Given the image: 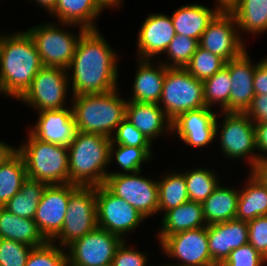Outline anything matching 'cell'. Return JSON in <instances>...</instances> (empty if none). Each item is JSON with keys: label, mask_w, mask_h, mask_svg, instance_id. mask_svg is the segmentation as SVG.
<instances>
[{"label": "cell", "mask_w": 267, "mask_h": 266, "mask_svg": "<svg viewBox=\"0 0 267 266\" xmlns=\"http://www.w3.org/2000/svg\"><path fill=\"white\" fill-rule=\"evenodd\" d=\"M96 202L98 228L116 234L123 240L147 219L104 184L96 186Z\"/></svg>", "instance_id": "7c38bea8"}, {"label": "cell", "mask_w": 267, "mask_h": 266, "mask_svg": "<svg viewBox=\"0 0 267 266\" xmlns=\"http://www.w3.org/2000/svg\"><path fill=\"white\" fill-rule=\"evenodd\" d=\"M141 172L108 174L104 185L149 219L158 213V182Z\"/></svg>", "instance_id": "8fae6325"}, {"label": "cell", "mask_w": 267, "mask_h": 266, "mask_svg": "<svg viewBox=\"0 0 267 266\" xmlns=\"http://www.w3.org/2000/svg\"><path fill=\"white\" fill-rule=\"evenodd\" d=\"M32 249L23 243L0 238V265L25 266Z\"/></svg>", "instance_id": "ab89813d"}, {"label": "cell", "mask_w": 267, "mask_h": 266, "mask_svg": "<svg viewBox=\"0 0 267 266\" xmlns=\"http://www.w3.org/2000/svg\"><path fill=\"white\" fill-rule=\"evenodd\" d=\"M25 266H68L66 249L48 241L31 250Z\"/></svg>", "instance_id": "f35d334b"}, {"label": "cell", "mask_w": 267, "mask_h": 266, "mask_svg": "<svg viewBox=\"0 0 267 266\" xmlns=\"http://www.w3.org/2000/svg\"><path fill=\"white\" fill-rule=\"evenodd\" d=\"M140 27L136 38L137 59L161 58L176 35L170 15L150 13Z\"/></svg>", "instance_id": "ac0fdd59"}, {"label": "cell", "mask_w": 267, "mask_h": 266, "mask_svg": "<svg viewBox=\"0 0 267 266\" xmlns=\"http://www.w3.org/2000/svg\"><path fill=\"white\" fill-rule=\"evenodd\" d=\"M198 46L197 39L176 34L164 52L166 57L159 61L167 68H185Z\"/></svg>", "instance_id": "8d00e7d4"}, {"label": "cell", "mask_w": 267, "mask_h": 266, "mask_svg": "<svg viewBox=\"0 0 267 266\" xmlns=\"http://www.w3.org/2000/svg\"><path fill=\"white\" fill-rule=\"evenodd\" d=\"M97 227L96 186H79L70 195L63 228L51 242L66 248Z\"/></svg>", "instance_id": "9c48e42d"}, {"label": "cell", "mask_w": 267, "mask_h": 266, "mask_svg": "<svg viewBox=\"0 0 267 266\" xmlns=\"http://www.w3.org/2000/svg\"><path fill=\"white\" fill-rule=\"evenodd\" d=\"M267 259L264 258L249 243L230 252L229 257L220 266H265Z\"/></svg>", "instance_id": "b9f144b4"}, {"label": "cell", "mask_w": 267, "mask_h": 266, "mask_svg": "<svg viewBox=\"0 0 267 266\" xmlns=\"http://www.w3.org/2000/svg\"><path fill=\"white\" fill-rule=\"evenodd\" d=\"M111 138L77 131L67 147L69 183L78 186H100L105 183L109 165Z\"/></svg>", "instance_id": "277c9868"}, {"label": "cell", "mask_w": 267, "mask_h": 266, "mask_svg": "<svg viewBox=\"0 0 267 266\" xmlns=\"http://www.w3.org/2000/svg\"><path fill=\"white\" fill-rule=\"evenodd\" d=\"M122 241L120 236L97 227L65 248L68 266H111Z\"/></svg>", "instance_id": "5bb4252c"}, {"label": "cell", "mask_w": 267, "mask_h": 266, "mask_svg": "<svg viewBox=\"0 0 267 266\" xmlns=\"http://www.w3.org/2000/svg\"><path fill=\"white\" fill-rule=\"evenodd\" d=\"M215 109L202 107L180 114L172 121V135L188 147L206 148L216 140ZM176 134V135H175ZM215 140V141H214Z\"/></svg>", "instance_id": "e0dca14e"}, {"label": "cell", "mask_w": 267, "mask_h": 266, "mask_svg": "<svg viewBox=\"0 0 267 266\" xmlns=\"http://www.w3.org/2000/svg\"><path fill=\"white\" fill-rule=\"evenodd\" d=\"M120 87L107 93L71 96L77 131L111 138L117 126L126 117L127 99L122 98Z\"/></svg>", "instance_id": "3957f363"}, {"label": "cell", "mask_w": 267, "mask_h": 266, "mask_svg": "<svg viewBox=\"0 0 267 266\" xmlns=\"http://www.w3.org/2000/svg\"><path fill=\"white\" fill-rule=\"evenodd\" d=\"M11 33V34H10ZM0 34L1 95L17 101L43 67L33 38L25 30Z\"/></svg>", "instance_id": "7a4b0ae2"}, {"label": "cell", "mask_w": 267, "mask_h": 266, "mask_svg": "<svg viewBox=\"0 0 267 266\" xmlns=\"http://www.w3.org/2000/svg\"><path fill=\"white\" fill-rule=\"evenodd\" d=\"M159 245L164 256L178 261L166 266H217L210 256L207 226L172 234Z\"/></svg>", "instance_id": "4fadbf2b"}, {"label": "cell", "mask_w": 267, "mask_h": 266, "mask_svg": "<svg viewBox=\"0 0 267 266\" xmlns=\"http://www.w3.org/2000/svg\"><path fill=\"white\" fill-rule=\"evenodd\" d=\"M218 116L222 118L221 121ZM217 138L218 144H220L218 149L221 150V155L226 160L241 161L243 158L248 167L250 166V171L259 165L254 122L245 113L218 111L216 118Z\"/></svg>", "instance_id": "8992f818"}, {"label": "cell", "mask_w": 267, "mask_h": 266, "mask_svg": "<svg viewBox=\"0 0 267 266\" xmlns=\"http://www.w3.org/2000/svg\"><path fill=\"white\" fill-rule=\"evenodd\" d=\"M246 50L241 56L229 61V73L232 81L230 92V112L244 113L253 97V78L256 66Z\"/></svg>", "instance_id": "7402d4cb"}, {"label": "cell", "mask_w": 267, "mask_h": 266, "mask_svg": "<svg viewBox=\"0 0 267 266\" xmlns=\"http://www.w3.org/2000/svg\"><path fill=\"white\" fill-rule=\"evenodd\" d=\"M136 249L128 246L127 240H123L115 252L111 266H148L147 252Z\"/></svg>", "instance_id": "7bdbcfd3"}, {"label": "cell", "mask_w": 267, "mask_h": 266, "mask_svg": "<svg viewBox=\"0 0 267 266\" xmlns=\"http://www.w3.org/2000/svg\"><path fill=\"white\" fill-rule=\"evenodd\" d=\"M267 188V162H261L251 171Z\"/></svg>", "instance_id": "f907efd6"}, {"label": "cell", "mask_w": 267, "mask_h": 266, "mask_svg": "<svg viewBox=\"0 0 267 266\" xmlns=\"http://www.w3.org/2000/svg\"><path fill=\"white\" fill-rule=\"evenodd\" d=\"M225 63L219 56L198 46L185 69L196 79L204 81L222 69Z\"/></svg>", "instance_id": "74e56055"}, {"label": "cell", "mask_w": 267, "mask_h": 266, "mask_svg": "<svg viewBox=\"0 0 267 266\" xmlns=\"http://www.w3.org/2000/svg\"><path fill=\"white\" fill-rule=\"evenodd\" d=\"M67 69L43 66L34 77L30 88L18 100L36 112L66 108L69 100Z\"/></svg>", "instance_id": "30bf717a"}, {"label": "cell", "mask_w": 267, "mask_h": 266, "mask_svg": "<svg viewBox=\"0 0 267 266\" xmlns=\"http://www.w3.org/2000/svg\"><path fill=\"white\" fill-rule=\"evenodd\" d=\"M37 121L27 130L38 140L68 147L77 133L72 107L37 112Z\"/></svg>", "instance_id": "d6986e66"}, {"label": "cell", "mask_w": 267, "mask_h": 266, "mask_svg": "<svg viewBox=\"0 0 267 266\" xmlns=\"http://www.w3.org/2000/svg\"><path fill=\"white\" fill-rule=\"evenodd\" d=\"M104 9L97 0H56L49 15L60 23L79 25L86 30H97L99 15Z\"/></svg>", "instance_id": "cb8c5ba5"}, {"label": "cell", "mask_w": 267, "mask_h": 266, "mask_svg": "<svg viewBox=\"0 0 267 266\" xmlns=\"http://www.w3.org/2000/svg\"><path fill=\"white\" fill-rule=\"evenodd\" d=\"M248 223L238 219L207 225V237L210 256L220 266L229 257L230 252L248 244Z\"/></svg>", "instance_id": "ffe728a7"}, {"label": "cell", "mask_w": 267, "mask_h": 266, "mask_svg": "<svg viewBox=\"0 0 267 266\" xmlns=\"http://www.w3.org/2000/svg\"><path fill=\"white\" fill-rule=\"evenodd\" d=\"M100 6L105 10V9H112L116 10L118 7H122L123 0H97Z\"/></svg>", "instance_id": "816d5d0a"}, {"label": "cell", "mask_w": 267, "mask_h": 266, "mask_svg": "<svg viewBox=\"0 0 267 266\" xmlns=\"http://www.w3.org/2000/svg\"><path fill=\"white\" fill-rule=\"evenodd\" d=\"M233 15L241 38L243 33L258 36L267 31V0H241Z\"/></svg>", "instance_id": "4dcf8cb0"}, {"label": "cell", "mask_w": 267, "mask_h": 266, "mask_svg": "<svg viewBox=\"0 0 267 266\" xmlns=\"http://www.w3.org/2000/svg\"><path fill=\"white\" fill-rule=\"evenodd\" d=\"M244 113L254 123H267V95H255Z\"/></svg>", "instance_id": "f6af8a7d"}, {"label": "cell", "mask_w": 267, "mask_h": 266, "mask_svg": "<svg viewBox=\"0 0 267 266\" xmlns=\"http://www.w3.org/2000/svg\"><path fill=\"white\" fill-rule=\"evenodd\" d=\"M221 181L213 193L202 203L206 225L222 223L235 219L239 189L224 185Z\"/></svg>", "instance_id": "4316f807"}, {"label": "cell", "mask_w": 267, "mask_h": 266, "mask_svg": "<svg viewBox=\"0 0 267 266\" xmlns=\"http://www.w3.org/2000/svg\"><path fill=\"white\" fill-rule=\"evenodd\" d=\"M189 169V170H188ZM183 171L189 201L203 203L219 185L221 176H218L216 170L199 167L188 168Z\"/></svg>", "instance_id": "d590c367"}, {"label": "cell", "mask_w": 267, "mask_h": 266, "mask_svg": "<svg viewBox=\"0 0 267 266\" xmlns=\"http://www.w3.org/2000/svg\"><path fill=\"white\" fill-rule=\"evenodd\" d=\"M217 13L215 9L209 6L191 3L176 8L170 17L176 34L185 35L199 41L202 33Z\"/></svg>", "instance_id": "484cf974"}, {"label": "cell", "mask_w": 267, "mask_h": 266, "mask_svg": "<svg viewBox=\"0 0 267 266\" xmlns=\"http://www.w3.org/2000/svg\"><path fill=\"white\" fill-rule=\"evenodd\" d=\"M152 148H140L124 146L119 144L111 143L110 155H109V165L115 162L119 166L120 172L109 170L108 174H123V173H135L142 170V165L146 162L153 160L154 151Z\"/></svg>", "instance_id": "836d02e7"}, {"label": "cell", "mask_w": 267, "mask_h": 266, "mask_svg": "<svg viewBox=\"0 0 267 266\" xmlns=\"http://www.w3.org/2000/svg\"><path fill=\"white\" fill-rule=\"evenodd\" d=\"M78 187L67 183L47 185L44 190L33 220L47 241L51 242L63 228L70 195Z\"/></svg>", "instance_id": "2e32d148"}, {"label": "cell", "mask_w": 267, "mask_h": 266, "mask_svg": "<svg viewBox=\"0 0 267 266\" xmlns=\"http://www.w3.org/2000/svg\"><path fill=\"white\" fill-rule=\"evenodd\" d=\"M27 140L17 146L27 177L47 185L69 183L68 148L36 139L27 131Z\"/></svg>", "instance_id": "5b68a950"}, {"label": "cell", "mask_w": 267, "mask_h": 266, "mask_svg": "<svg viewBox=\"0 0 267 266\" xmlns=\"http://www.w3.org/2000/svg\"><path fill=\"white\" fill-rule=\"evenodd\" d=\"M17 153V147L0 140V166L5 164Z\"/></svg>", "instance_id": "681fc988"}, {"label": "cell", "mask_w": 267, "mask_h": 266, "mask_svg": "<svg viewBox=\"0 0 267 266\" xmlns=\"http://www.w3.org/2000/svg\"><path fill=\"white\" fill-rule=\"evenodd\" d=\"M137 68L128 101L156 103L160 101L166 70L159 59H136Z\"/></svg>", "instance_id": "44dd1931"}, {"label": "cell", "mask_w": 267, "mask_h": 266, "mask_svg": "<svg viewBox=\"0 0 267 266\" xmlns=\"http://www.w3.org/2000/svg\"><path fill=\"white\" fill-rule=\"evenodd\" d=\"M259 164L267 162V123H254Z\"/></svg>", "instance_id": "7dc6e473"}, {"label": "cell", "mask_w": 267, "mask_h": 266, "mask_svg": "<svg viewBox=\"0 0 267 266\" xmlns=\"http://www.w3.org/2000/svg\"><path fill=\"white\" fill-rule=\"evenodd\" d=\"M97 30H86L79 38L67 75L71 96L107 93L118 88V53Z\"/></svg>", "instance_id": "6da1fadb"}, {"label": "cell", "mask_w": 267, "mask_h": 266, "mask_svg": "<svg viewBox=\"0 0 267 266\" xmlns=\"http://www.w3.org/2000/svg\"><path fill=\"white\" fill-rule=\"evenodd\" d=\"M204 100L207 108L217 109L219 112H230V92L232 81L229 73V62L212 77L203 81ZM214 106V107H213Z\"/></svg>", "instance_id": "d6a6232c"}, {"label": "cell", "mask_w": 267, "mask_h": 266, "mask_svg": "<svg viewBox=\"0 0 267 266\" xmlns=\"http://www.w3.org/2000/svg\"><path fill=\"white\" fill-rule=\"evenodd\" d=\"M27 178L25 162L18 152L0 166V207L21 190Z\"/></svg>", "instance_id": "e575fe53"}, {"label": "cell", "mask_w": 267, "mask_h": 266, "mask_svg": "<svg viewBox=\"0 0 267 266\" xmlns=\"http://www.w3.org/2000/svg\"><path fill=\"white\" fill-rule=\"evenodd\" d=\"M111 141L114 144L140 147V148H152V142L141 133L131 122L126 118L117 126V129Z\"/></svg>", "instance_id": "60d3db41"}, {"label": "cell", "mask_w": 267, "mask_h": 266, "mask_svg": "<svg viewBox=\"0 0 267 266\" xmlns=\"http://www.w3.org/2000/svg\"><path fill=\"white\" fill-rule=\"evenodd\" d=\"M161 218V227L156 233L159 243L172 234L207 226L203 217L202 204L194 201H188L166 211Z\"/></svg>", "instance_id": "d4e9b609"}, {"label": "cell", "mask_w": 267, "mask_h": 266, "mask_svg": "<svg viewBox=\"0 0 267 266\" xmlns=\"http://www.w3.org/2000/svg\"><path fill=\"white\" fill-rule=\"evenodd\" d=\"M167 173V174H166ZM158 182V214L162 215L189 201L185 177L182 171L169 169Z\"/></svg>", "instance_id": "f546056e"}, {"label": "cell", "mask_w": 267, "mask_h": 266, "mask_svg": "<svg viewBox=\"0 0 267 266\" xmlns=\"http://www.w3.org/2000/svg\"><path fill=\"white\" fill-rule=\"evenodd\" d=\"M245 38L240 37L233 13H217L199 39V47L229 62L246 50Z\"/></svg>", "instance_id": "9a60e30c"}, {"label": "cell", "mask_w": 267, "mask_h": 266, "mask_svg": "<svg viewBox=\"0 0 267 266\" xmlns=\"http://www.w3.org/2000/svg\"><path fill=\"white\" fill-rule=\"evenodd\" d=\"M141 133L154 143L158 138L172 135V121L156 103L127 101L126 117Z\"/></svg>", "instance_id": "603a6c76"}, {"label": "cell", "mask_w": 267, "mask_h": 266, "mask_svg": "<svg viewBox=\"0 0 267 266\" xmlns=\"http://www.w3.org/2000/svg\"><path fill=\"white\" fill-rule=\"evenodd\" d=\"M75 28H78V33L71 31ZM26 31L35 42L43 66L67 69L74 56L78 40L86 29L71 23L59 22L57 25L55 21H49L28 28Z\"/></svg>", "instance_id": "52a82bcc"}, {"label": "cell", "mask_w": 267, "mask_h": 266, "mask_svg": "<svg viewBox=\"0 0 267 266\" xmlns=\"http://www.w3.org/2000/svg\"><path fill=\"white\" fill-rule=\"evenodd\" d=\"M215 5L212 7L218 13H233L240 5L241 0H214Z\"/></svg>", "instance_id": "c3c4849f"}, {"label": "cell", "mask_w": 267, "mask_h": 266, "mask_svg": "<svg viewBox=\"0 0 267 266\" xmlns=\"http://www.w3.org/2000/svg\"><path fill=\"white\" fill-rule=\"evenodd\" d=\"M158 105L171 121L182 113L206 107L203 81L185 68H168Z\"/></svg>", "instance_id": "ba28073f"}, {"label": "cell", "mask_w": 267, "mask_h": 266, "mask_svg": "<svg viewBox=\"0 0 267 266\" xmlns=\"http://www.w3.org/2000/svg\"><path fill=\"white\" fill-rule=\"evenodd\" d=\"M47 184L27 178L21 190L15 194L4 206L8 212L22 218L34 219Z\"/></svg>", "instance_id": "1f68e13d"}, {"label": "cell", "mask_w": 267, "mask_h": 266, "mask_svg": "<svg viewBox=\"0 0 267 266\" xmlns=\"http://www.w3.org/2000/svg\"><path fill=\"white\" fill-rule=\"evenodd\" d=\"M32 2L38 4V6L43 8L44 11H47V13H50L56 5V0H33Z\"/></svg>", "instance_id": "f5cc1de1"}, {"label": "cell", "mask_w": 267, "mask_h": 266, "mask_svg": "<svg viewBox=\"0 0 267 266\" xmlns=\"http://www.w3.org/2000/svg\"><path fill=\"white\" fill-rule=\"evenodd\" d=\"M242 188H239V198L235 218L249 222L260 216H267V188L249 171Z\"/></svg>", "instance_id": "83f0119b"}, {"label": "cell", "mask_w": 267, "mask_h": 266, "mask_svg": "<svg viewBox=\"0 0 267 266\" xmlns=\"http://www.w3.org/2000/svg\"><path fill=\"white\" fill-rule=\"evenodd\" d=\"M248 223V243L267 259V216L257 217Z\"/></svg>", "instance_id": "ee69618b"}, {"label": "cell", "mask_w": 267, "mask_h": 266, "mask_svg": "<svg viewBox=\"0 0 267 266\" xmlns=\"http://www.w3.org/2000/svg\"><path fill=\"white\" fill-rule=\"evenodd\" d=\"M253 89L255 95H267V56L261 58L256 66L253 78Z\"/></svg>", "instance_id": "bcb514c9"}, {"label": "cell", "mask_w": 267, "mask_h": 266, "mask_svg": "<svg viewBox=\"0 0 267 266\" xmlns=\"http://www.w3.org/2000/svg\"><path fill=\"white\" fill-rule=\"evenodd\" d=\"M0 238L10 239L33 248L48 242L33 219L18 217L3 207H0Z\"/></svg>", "instance_id": "f1b7e54d"}]
</instances>
